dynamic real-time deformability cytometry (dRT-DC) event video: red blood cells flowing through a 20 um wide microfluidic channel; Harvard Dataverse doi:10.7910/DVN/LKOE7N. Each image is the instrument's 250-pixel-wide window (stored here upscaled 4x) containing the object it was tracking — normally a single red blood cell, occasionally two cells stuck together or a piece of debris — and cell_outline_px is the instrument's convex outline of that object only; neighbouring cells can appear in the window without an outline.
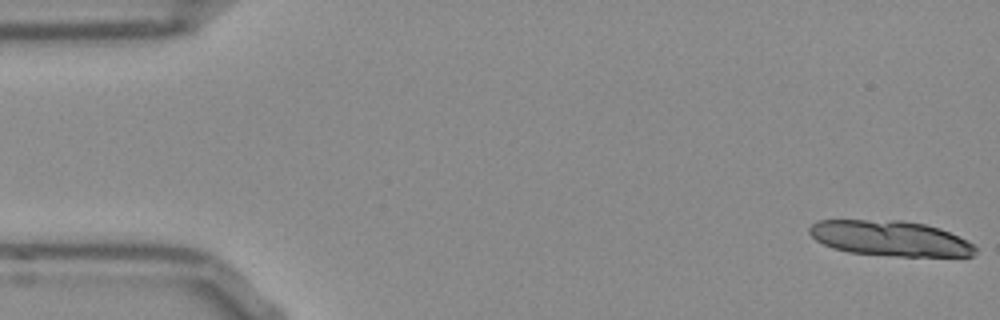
{"species": "Egyptian fruit bat (a non-hibernating species)", "species_latin": "Rousettus aegyptiacus", "temperature_condition": "room temperature", "stored_images_in_passage": 14, "camera_frame_rate_fps": 3000, "um_per_image_px": 0.085, "frame": {"image": 1, "passage_image": 1, "time_ms": 0.0, "image_size_px": [1000, 320], "cell_outline_px": [[976, 252], [972, 256], [896, 256], [848, 252], [824, 244], [816, 240], [808, 232], [808, 228], [816, 220], [900, 220], [924, 224], [940, 228], [968, 240], [976, 244]], "centroid_in_image_um": [75.68, 20.25], "position_along_channel_um": 9.3, "area_um2": 34.22}}